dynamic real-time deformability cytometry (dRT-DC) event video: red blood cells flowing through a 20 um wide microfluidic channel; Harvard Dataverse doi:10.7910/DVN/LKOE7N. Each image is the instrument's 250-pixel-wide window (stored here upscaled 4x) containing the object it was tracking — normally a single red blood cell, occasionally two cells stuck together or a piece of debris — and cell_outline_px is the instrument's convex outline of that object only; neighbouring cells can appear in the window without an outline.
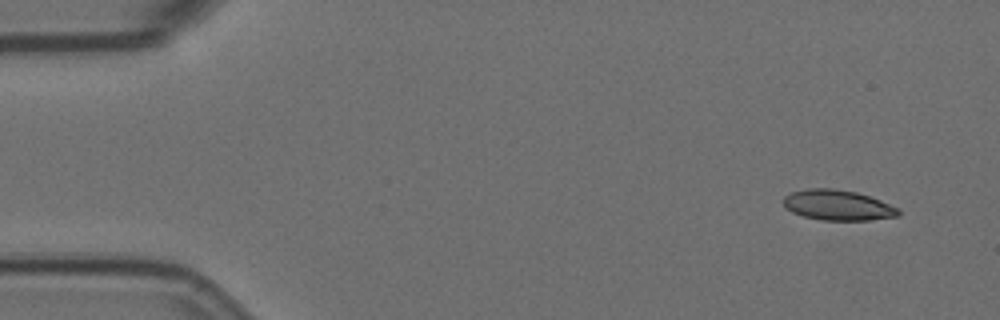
{"species": "Egyptian fruit bat (a non-hibernating species)", "species_latin": "Rousettus aegyptiacus", "temperature_condition": "room temperature", "stored_images_in_passage": 4, "camera_frame_rate_fps": 3000, "um_per_image_px": 0.085, "animal": {"sex": "female"}, "frame": {"image": 1, "passage_image": 1, "time_ms": 0.0, "image_size_px": [1000, 320], "cell_outline_px": [[900, 216], [868, 220], [820, 220], [804, 216], [792, 212], [784, 208], [784, 196], [792, 192], [808, 188], [832, 188], [856, 192], [880, 200], [900, 208]], "centroid_in_image_um": [71.22, 17.44], "position_along_channel_um": 13.8, "area_um2": 20.4}}